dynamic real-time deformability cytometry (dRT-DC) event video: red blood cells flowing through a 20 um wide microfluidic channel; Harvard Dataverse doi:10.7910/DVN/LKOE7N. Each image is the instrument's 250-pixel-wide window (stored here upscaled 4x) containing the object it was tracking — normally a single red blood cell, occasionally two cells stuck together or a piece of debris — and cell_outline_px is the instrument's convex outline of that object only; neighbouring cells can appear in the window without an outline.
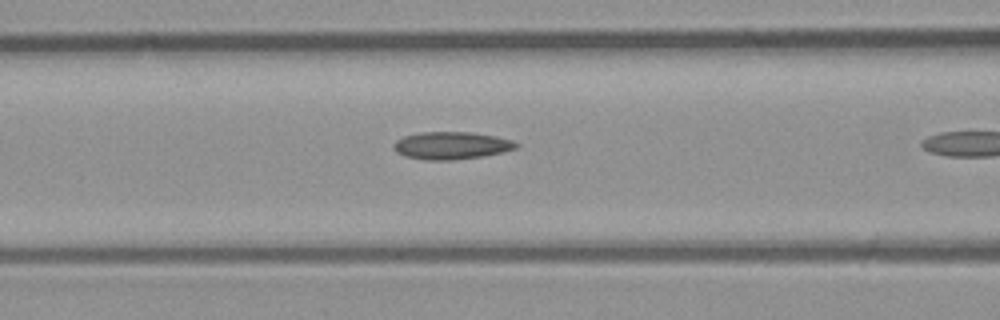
{"species": "common noctule bat (a hibernating species)", "species_latin": "Nyctalus noctula", "temperature_condition": "room temperature", "stored_images_in_passage": 8, "camera_frame_rate_fps": 3000, "um_per_image_px": 0.085, "animal": {"sex": "male", "body_mass_g": 23.1, "forearm_length_mm": 52.7}, "frame": {"image": 1, "passage_image": 7, "time_ms": 2.0, "image_size_px": [1000, 320], "cell_outline_px": [[520, 144], [516, 148], [484, 156], [452, 160], [424, 160], [404, 156], [396, 152], [392, 148], [392, 144], [396, 140], [404, 136], [420, 132], [472, 132], [496, 136], [512, 140]], "centroid_in_image_um": [38.33, 12.37], "position_along_channel_um": 128.3, "area_um2": 19.77}}